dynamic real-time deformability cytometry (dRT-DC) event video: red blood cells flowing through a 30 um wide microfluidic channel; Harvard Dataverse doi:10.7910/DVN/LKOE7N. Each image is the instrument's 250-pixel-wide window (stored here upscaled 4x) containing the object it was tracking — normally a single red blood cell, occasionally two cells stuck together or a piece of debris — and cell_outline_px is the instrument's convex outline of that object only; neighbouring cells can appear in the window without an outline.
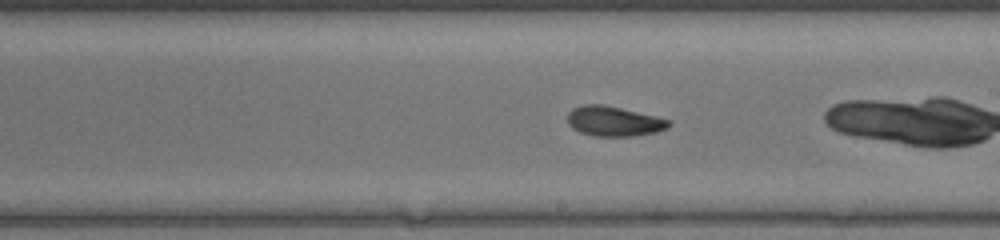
{"species": "common noctule bat (a hibernating species)", "species_latin": "Nyctalus noctula", "temperature_condition": "warm", "stored_images_in_passage": 49, "camera_frame_rate_fps": 3000, "um_per_image_px": 0.085, "animal": {"sex": "female", "body_mass_g": 17.0, "forearm_length_mm": 48.0}, "frame": {"image": 1, "passage_image": 28, "time_ms": 9.0, "image_size_px": [1000, 240], "cell_outline_px": [[672, 124], [668, 128], [656, 132], [632, 136], [596, 136], [580, 132], [572, 128], [568, 124], [568, 112], [572, 108], [584, 104], [604, 104], [656, 116], [672, 120]], "centroid_in_image_um": [52.19, 10.3], "position_along_channel_um": 236.8, "area_um2": 17.8}, "authors_computed_cell_mechanics": {"area_um2": 17.9758, "velocity_mm_per_s": 4.2783, "shape_relaxation_time_tau1_ms": 3.6024, "shape_relaxation_time_tau2_ms": 1.9796, "deformation_change_tau1": 0.1135, "deformation_change_tau2": 0.0721}}